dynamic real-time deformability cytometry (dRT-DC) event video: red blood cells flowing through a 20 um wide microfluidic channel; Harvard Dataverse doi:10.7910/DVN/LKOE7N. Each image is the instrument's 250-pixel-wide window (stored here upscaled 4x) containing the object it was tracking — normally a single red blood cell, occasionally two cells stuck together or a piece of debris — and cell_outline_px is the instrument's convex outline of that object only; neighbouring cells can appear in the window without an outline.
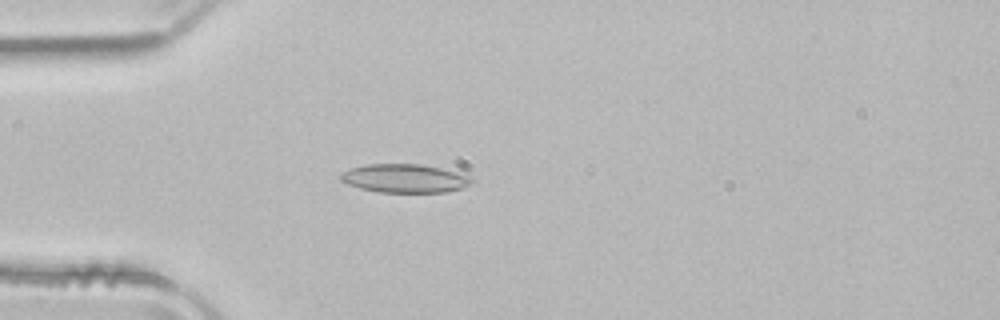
{"species": "common noctule bat (a hibernating species)", "species_latin": "Nyctalus noctula", "temperature_condition": "room temperature", "stored_images_in_passage": 36, "camera_frame_rate_fps": 3000, "um_per_image_px": 0.085, "animal": {"sex": "male", "body_mass_g": 21.5, "forearm_length_mm": 52.0}, "frame": {"image": 1, "passage_image": 3, "time_ms": 0.667, "image_size_px": [1000, 320], "cell_outline_px": [[472, 180], [464, 188], [448, 192], [380, 192], [360, 188], [348, 184], [340, 180], [340, 172], [364, 164], [420, 164], [440, 168], [472, 176]], "centroid_in_image_um": [34.39, 15.16], "position_along_channel_um": 50.6, "area_um2": 21.79}}
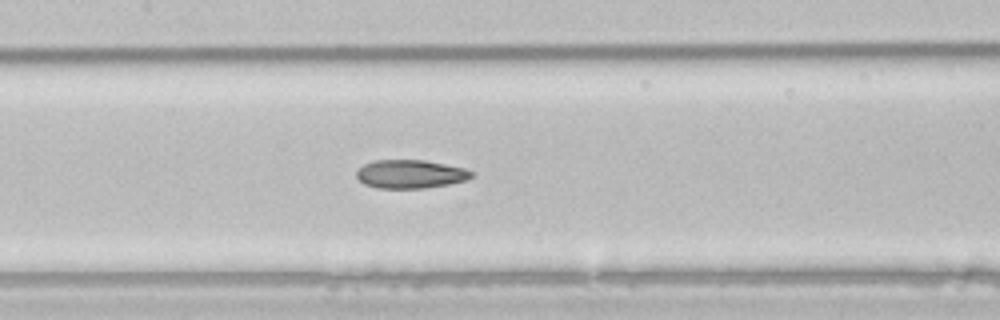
{"frame": {"image": 2, "passage_image": 13, "time_ms": 4.0, "image_size_px": [1000, 320], "cell_outline_px": [[476, 176], [468, 180], [448, 184], [424, 188], [376, 188], [364, 184], [356, 176], [356, 172], [364, 164], [376, 160], [424, 160], [464, 168], [472, 172]], "centroid_in_image_um": [34.9, 14.8], "position_along_channel_um": 172.5, "area_um2": 19.07}}
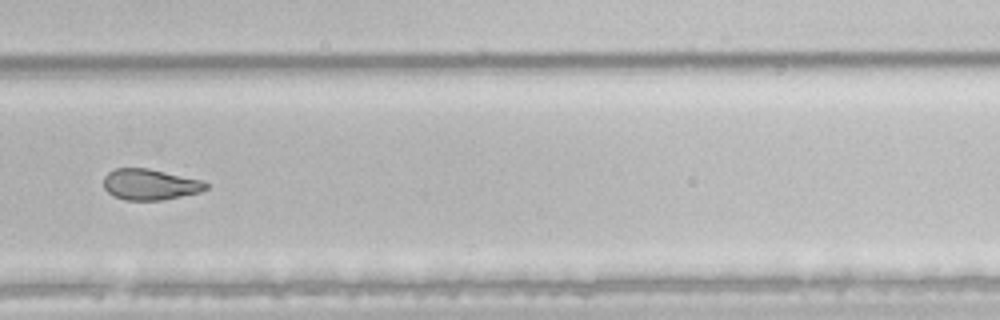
{"frame": {"image": 3, "passage_image": 24, "time_ms": 7.667, "image_size_px": [1000, 320], "cell_outline_px": [[208, 188], [200, 192], [164, 200], [124, 200], [112, 196], [104, 188], [104, 176], [108, 172], [116, 168], [148, 168], [204, 180], [208, 184]], "centroid_in_image_um": [12.76, 15.68], "position_along_channel_um": 317.0, "area_um2": 18.67}, "authors_computed_cell_mechanics": {"area_um2": 19.8254, "velocity_mm_per_s": 3.9658, "shape_relaxation_time_tau1_ms": null, "shape_relaxation_time_tau2_ms": 3.6826, "deformation_change_tau1": null, "deformation_change_tau2": 0.1021}}